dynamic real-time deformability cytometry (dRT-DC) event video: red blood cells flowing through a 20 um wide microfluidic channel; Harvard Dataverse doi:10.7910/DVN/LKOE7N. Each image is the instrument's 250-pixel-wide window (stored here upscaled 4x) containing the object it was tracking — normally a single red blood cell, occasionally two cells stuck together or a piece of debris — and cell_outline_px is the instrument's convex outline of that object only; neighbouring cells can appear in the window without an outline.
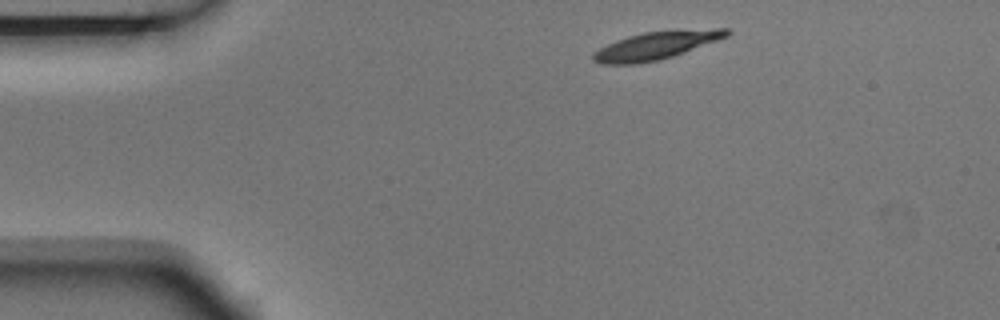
{"species": "Egyptian fruit bat (a non-hibernating species)", "species_latin": "Rousettus aegyptiacus", "temperature_condition": "room temperature", "stored_images_in_passage": 4, "camera_frame_rate_fps": 3000, "um_per_image_px": 0.085, "animal": {"sex": "male"}, "frame": {"image": 1, "passage_image": 1, "time_ms": 0.0, "image_size_px": [1000, 320], "cell_outline_px": [[732, 32], [728, 36], [672, 56], [660, 60], [636, 64], [600, 64], [592, 60], [592, 56], [600, 48], [616, 40], [628, 36], [644, 32], [716, 28], [732, 28]], "centroid_in_image_um": [55.78, 3.86], "position_along_channel_um": 29.2, "area_um2": 21.44}}
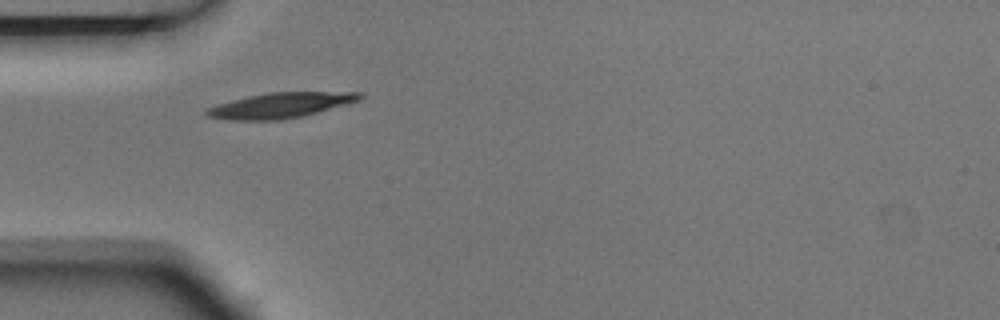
{"frame": {"image": 2, "passage_image": 3, "time_ms": 0.667, "image_size_px": [1000, 320], "cell_outline_px": [[364, 96], [360, 100], [304, 116], [280, 120], [228, 120], [208, 116], [204, 112], [208, 108], [232, 100], [248, 96], [268, 92], [364, 92]], "centroid_in_image_um": [23.89, 8.95], "position_along_channel_um": 61.1, "area_um2": 22.48}}
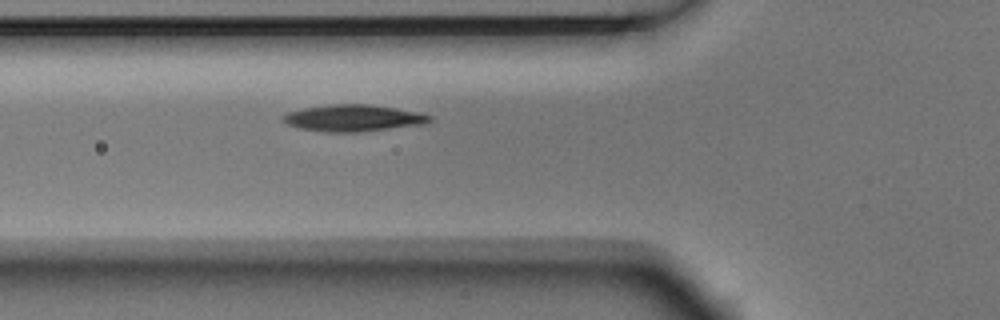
{"frame": {"image": 3, "passage_image": 4, "time_ms": 1.0, "image_size_px": [1000, 320], "cell_outline_px": [[432, 120], [420, 124], [360, 132], [328, 132], [300, 128], [288, 124], [280, 120], [280, 116], [288, 112], [304, 108], [328, 104], [368, 104], [396, 108], [416, 112], [432, 116]], "centroid_in_image_um": [29.96, 10.02], "position_along_channel_um": 95.8, "area_um2": 22.6}}